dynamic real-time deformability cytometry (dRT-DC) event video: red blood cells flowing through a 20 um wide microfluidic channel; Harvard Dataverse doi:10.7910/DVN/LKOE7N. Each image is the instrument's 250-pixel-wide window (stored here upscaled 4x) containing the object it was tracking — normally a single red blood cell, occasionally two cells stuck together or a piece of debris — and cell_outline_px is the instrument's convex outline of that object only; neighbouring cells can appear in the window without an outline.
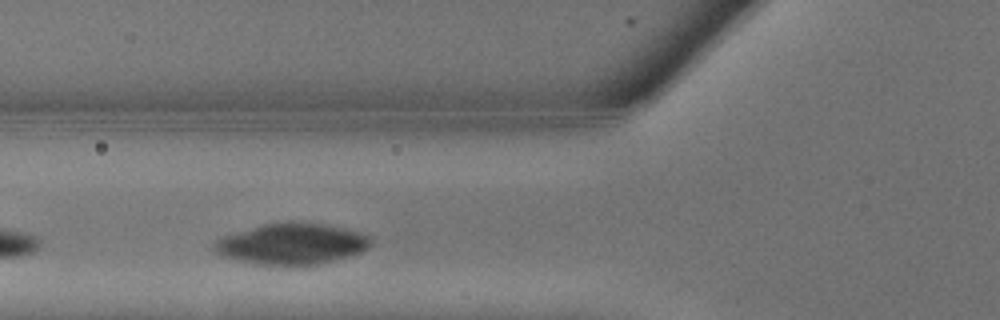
{"species": "common noctule bat (a hibernating species)", "species_latin": "Nyctalus noctula", "temperature_condition": "warm", "stored_images_in_passage": 6, "camera_frame_rate_fps": 3000, "um_per_image_px": 0.085, "animal": {"sex": "male", "body_mass_g": 13.3}, "frame": {"image": 1, "passage_image": 3, "time_ms": 0.667, "image_size_px": [1000, 320], "cell_outline_px": [[372, 244], [368, 248], [360, 252], [348, 256], [320, 264], [304, 268], [288, 268], [252, 264], [220, 256], [212, 252], [212, 244], [216, 240], [224, 236], [264, 224], [324, 224], [372, 236]], "centroid_in_image_um": [24.75, 20.82], "position_along_channel_um": 101.1, "area_um2": 37.8}}
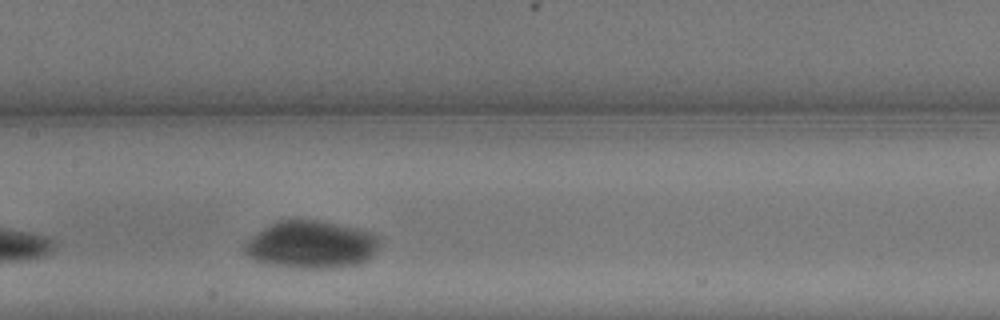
{"frame": {"image": 2, "passage_image": 6, "time_ms": 1.667, "image_size_px": [1000, 320], "cell_outline_px": [[380, 244], [376, 256], [360, 264], [336, 268], [296, 268], [264, 264], [248, 256], [244, 252], [244, 244], [252, 236], [264, 228], [280, 220], [320, 220], [372, 232], [380, 240]], "centroid_in_image_um": [26.5, 20.82], "position_along_channel_um": 180.9, "area_um2": 37.74}}